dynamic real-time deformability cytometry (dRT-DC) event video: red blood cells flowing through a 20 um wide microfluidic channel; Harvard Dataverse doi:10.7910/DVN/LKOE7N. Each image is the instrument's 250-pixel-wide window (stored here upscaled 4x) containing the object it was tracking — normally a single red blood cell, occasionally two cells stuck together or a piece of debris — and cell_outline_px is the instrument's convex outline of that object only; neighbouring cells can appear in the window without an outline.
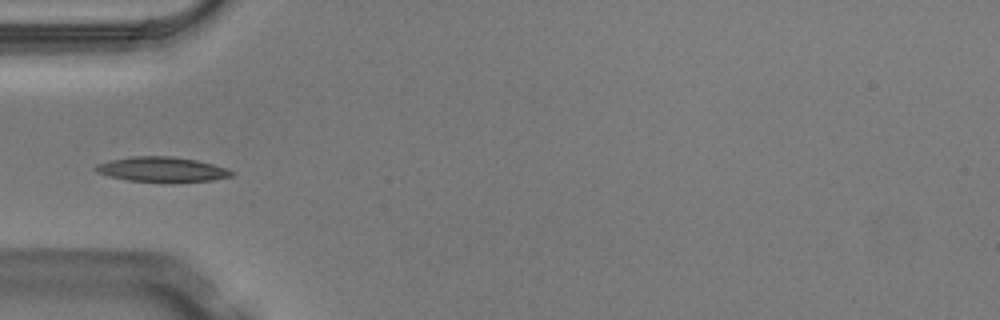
{"species": "Egyptian fruit bat (a non-hibernating species)", "species_latin": "Rousettus aegyptiacus", "temperature_condition": "warm", "stored_images_in_passage": 3, "camera_frame_rate_fps": 3000, "um_per_image_px": 0.085, "animal": {"sex": "male"}, "frame": {"image": 1, "passage_image": 3, "time_ms": 0.667, "image_size_px": [1000, 320], "cell_outline_px": [[236, 172], [232, 176], [212, 180], [172, 184], [164, 184], [128, 180], [108, 176], [96, 172], [92, 168], [96, 164], [108, 160], [132, 156], [172, 156], [196, 160], [228, 168]], "centroid_in_image_um": [13.76, 14.43], "position_along_channel_um": 71.2, "area_um2": 20.58}}